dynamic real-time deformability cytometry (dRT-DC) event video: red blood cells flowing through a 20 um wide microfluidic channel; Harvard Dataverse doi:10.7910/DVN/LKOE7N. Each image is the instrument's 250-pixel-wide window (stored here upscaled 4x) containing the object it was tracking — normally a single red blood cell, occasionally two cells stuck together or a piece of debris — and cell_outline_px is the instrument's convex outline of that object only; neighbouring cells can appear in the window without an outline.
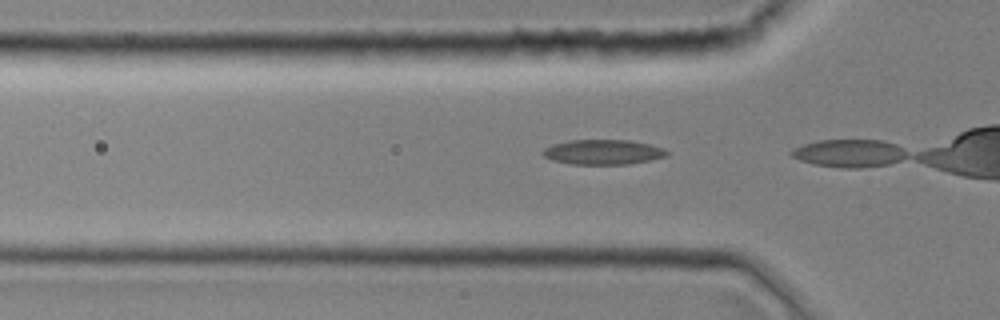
{"species": "common noctule bat (a hibernating species)", "species_latin": "Nyctalus noctula", "temperature_condition": "room temperature", "stored_images_in_passage": 11, "camera_frame_rate_fps": 3000, "um_per_image_px": 0.085, "animal": {"sex": "female", "body_mass_g": 19.0, "forearm_length_mm": 51.5}, "frame": {"image": 1, "passage_image": 10, "time_ms": 3.0, "image_size_px": [1000, 320], "cell_outline_px": [[668, 156], [628, 164], [572, 164], [552, 160], [544, 156], [540, 152], [544, 148], [552, 144], [568, 140], [632, 140], [664, 148], [668, 152]], "centroid_in_image_um": [51.23, 12.92], "position_along_channel_um": 74.6, "area_um2": 18.03}}